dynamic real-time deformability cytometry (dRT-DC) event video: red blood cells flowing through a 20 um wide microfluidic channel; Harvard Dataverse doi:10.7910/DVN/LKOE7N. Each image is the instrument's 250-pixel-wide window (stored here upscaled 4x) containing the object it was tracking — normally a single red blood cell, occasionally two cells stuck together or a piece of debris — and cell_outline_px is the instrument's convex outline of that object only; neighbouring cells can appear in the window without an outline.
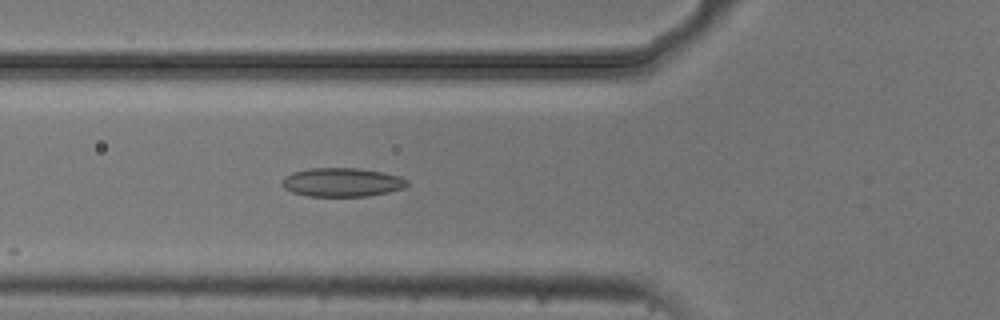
{"species": "common noctule bat (a hibernating species)", "species_latin": "Nyctalus noctula", "temperature_condition": "cold", "stored_images_in_passage": 30, "camera_frame_rate_fps": 3000, "um_per_image_px": 0.085, "animal": {"sex": "male", "body_mass_g": 20.5, "forearm_length_mm": 52.5}, "frame": {"image": 1, "passage_image": 4, "time_ms": 1.0, "image_size_px": [1000, 320], "cell_outline_px": [[408, 184], [404, 188], [388, 192], [368, 196], [308, 196], [292, 192], [284, 188], [284, 176], [292, 172], [312, 168], [360, 168], [384, 172], [400, 176], [408, 180]], "centroid_in_image_um": [29.11, 15.49], "position_along_channel_um": 96.7, "area_um2": 20.98}}
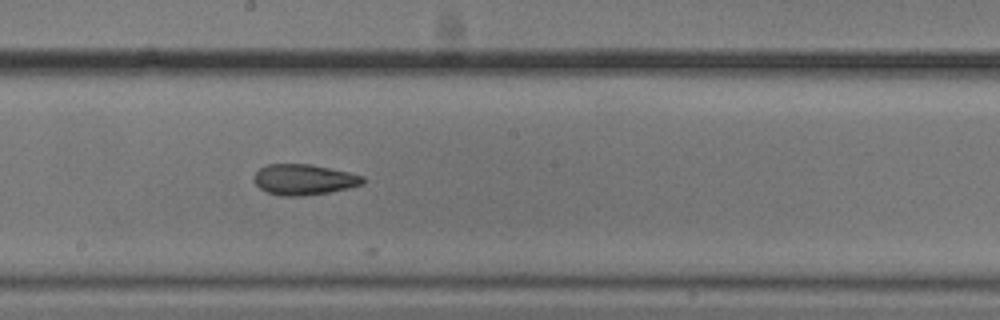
{"frame": {"image": 2, "passage_image": 14, "time_ms": 4.333, "image_size_px": [1000, 320], "cell_outline_px": [[368, 180], [364, 184], [348, 188], [328, 192], [300, 196], [280, 196], [268, 192], [260, 188], [256, 184], [256, 172], [260, 168], [268, 164], [312, 164], [348, 172], [364, 176]], "centroid_in_image_um": [25.89, 15.26], "position_along_channel_um": 222.3, "area_um2": 19.36}}
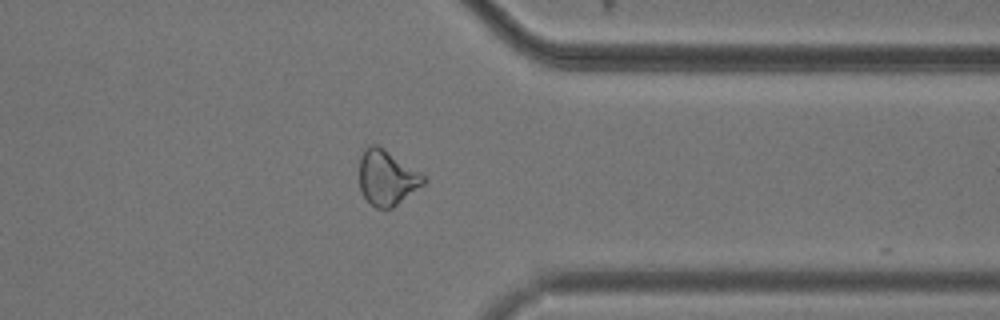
{"frame": {"image": 3, "passage_image": 27, "time_ms": 8.667, "image_size_px": [1000, 320], "cell_outline_px": [[428, 180], [424, 184], [392, 208], [376, 208], [364, 196], [360, 188], [360, 156], [364, 148], [368, 144], [376, 144], [420, 172]], "centroid_in_image_um": [32.88, 15.09], "position_along_channel_um": 378.5, "area_um2": 20.35}}